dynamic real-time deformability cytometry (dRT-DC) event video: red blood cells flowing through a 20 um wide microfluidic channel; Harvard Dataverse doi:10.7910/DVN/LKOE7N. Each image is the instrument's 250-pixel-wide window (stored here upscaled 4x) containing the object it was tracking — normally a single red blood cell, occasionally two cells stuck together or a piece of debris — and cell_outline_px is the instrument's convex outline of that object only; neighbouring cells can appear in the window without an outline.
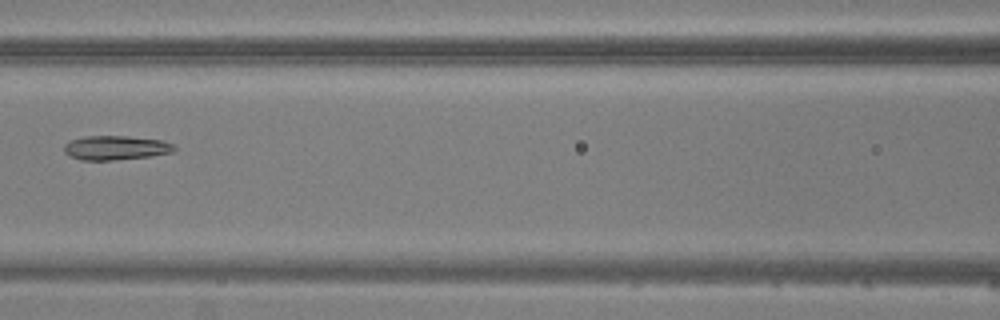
{"species": "common noctule bat (a hibernating species)", "species_latin": "Nyctalus noctula", "temperature_condition": "warm", "stored_images_in_passage": 6, "camera_frame_rate_fps": 3000, "um_per_image_px": 0.085, "animal": {"sex": "male", "body_mass_g": 20.5, "forearm_length_mm": 52.5}, "frame": {"image": 1, "passage_image": 6, "time_ms": 7.333, "image_size_px": [1000, 320], "cell_outline_px": [[176, 148], [172, 152], [152, 156], [112, 160], [80, 160], [68, 156], [64, 152], [64, 144], [68, 140], [84, 136], [128, 136], [164, 140], [172, 144]], "centroid_in_image_um": [9.8, 12.56], "position_along_channel_um": 156.8, "area_um2": 15.78}}